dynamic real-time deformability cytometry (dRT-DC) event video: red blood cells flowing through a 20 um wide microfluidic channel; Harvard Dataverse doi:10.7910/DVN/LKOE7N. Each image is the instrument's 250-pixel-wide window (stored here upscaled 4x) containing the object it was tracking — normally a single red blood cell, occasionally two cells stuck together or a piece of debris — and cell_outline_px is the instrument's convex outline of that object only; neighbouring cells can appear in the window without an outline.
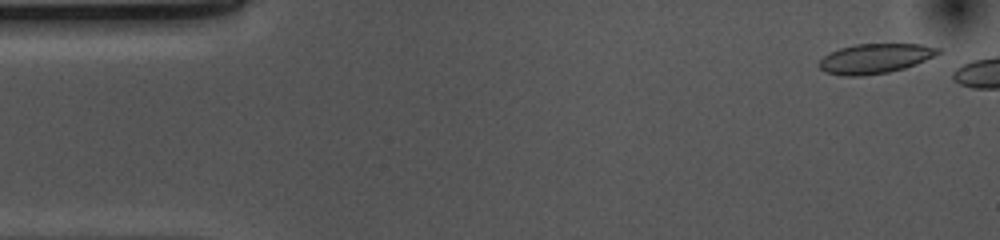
{"species": "common noctule bat (a hibernating species)", "species_latin": "Nyctalus noctula", "temperature_condition": "cold", "stored_images_in_passage": 6, "camera_frame_rate_fps": 3000, "um_per_image_px": 0.085, "animal": {"sex": "female", "body_mass_g": 10.0, "forearm_length_mm": 53.1}, "frame": {"image": 1, "passage_image": 2, "time_ms": 0.333, "image_size_px": [1000, 240], "cell_outline_px": [[940, 52], [916, 64], [904, 68], [888, 72], [864, 76], [844, 76], [824, 72], [816, 64], [828, 52], [840, 48], [856, 44], [920, 44], [940, 48]], "centroid_in_image_um": [74.31, 4.98], "position_along_channel_um": 10.7, "area_um2": 20.63}}